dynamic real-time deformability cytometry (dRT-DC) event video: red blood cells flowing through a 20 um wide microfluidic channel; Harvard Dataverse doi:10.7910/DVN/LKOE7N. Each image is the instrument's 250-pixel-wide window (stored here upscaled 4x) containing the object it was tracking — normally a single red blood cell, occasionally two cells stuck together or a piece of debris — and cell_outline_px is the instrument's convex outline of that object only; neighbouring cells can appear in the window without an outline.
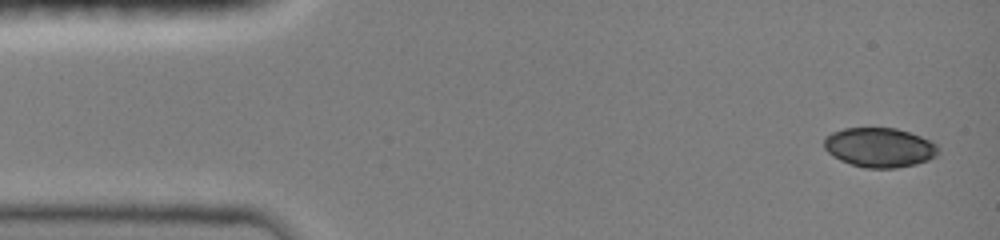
{"species": "common noctule bat (a hibernating species)", "species_latin": "Nyctalus noctula", "temperature_condition": "room temperature", "stored_images_in_passage": 46, "camera_frame_rate_fps": 3000, "um_per_image_px": 0.085, "animal": {"sex": "female", "body_mass_g": 19.0, "forearm_length_mm": 51.5}, "frame": {"image": 1, "passage_image": 1, "time_ms": 0.0, "image_size_px": [1000, 240], "cell_outline_px": [[940, 152], [936, 156], [928, 160], [916, 164], [896, 168], [864, 168], [840, 160], [832, 156], [824, 148], [824, 136], [832, 132], [844, 128], [896, 128], [920, 136], [936, 144]], "centroid_in_image_um": [74.74, 12.54], "position_along_channel_um": 10.3, "area_um2": 26.36}}
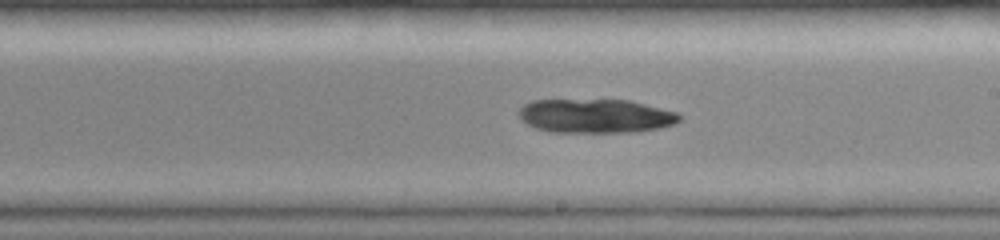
{"frame": {"image": 2, "passage_image": 26, "time_ms": 8.333, "image_size_px": [1000, 240], "cell_outline_px": [[680, 120], [676, 124], [660, 128], [632, 132], [552, 132], [536, 128], [520, 120], [520, 108], [524, 104], [532, 100], [628, 100], [676, 112], [680, 116]], "centroid_in_image_um": [50.61, 9.86], "position_along_channel_um": 238.4, "area_um2": 31.67}}
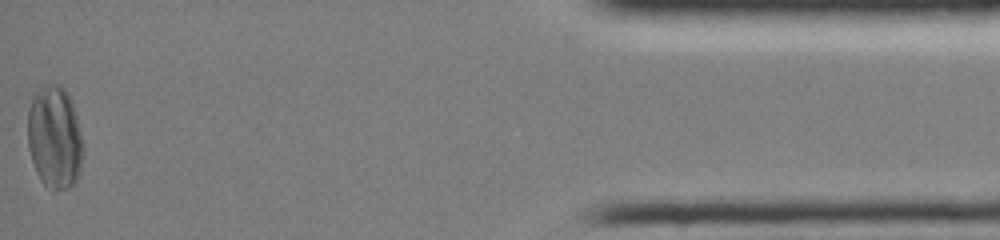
{"frame": {"image": 3, "passage_image": 46, "time_ms": 15.0, "image_size_px": [1000, 240], "cell_outline_px": [[84, 156], [80, 172], [76, 180], [68, 188], [56, 192], [52, 192], [40, 180], [36, 172], [28, 148], [28, 108], [32, 96], [48, 80], [52, 80], [60, 84], [68, 92], [76, 112], [84, 144]], "centroid_in_image_um": [4.66, 11.65], "position_along_channel_um": 430.5, "area_um2": 34.39}}